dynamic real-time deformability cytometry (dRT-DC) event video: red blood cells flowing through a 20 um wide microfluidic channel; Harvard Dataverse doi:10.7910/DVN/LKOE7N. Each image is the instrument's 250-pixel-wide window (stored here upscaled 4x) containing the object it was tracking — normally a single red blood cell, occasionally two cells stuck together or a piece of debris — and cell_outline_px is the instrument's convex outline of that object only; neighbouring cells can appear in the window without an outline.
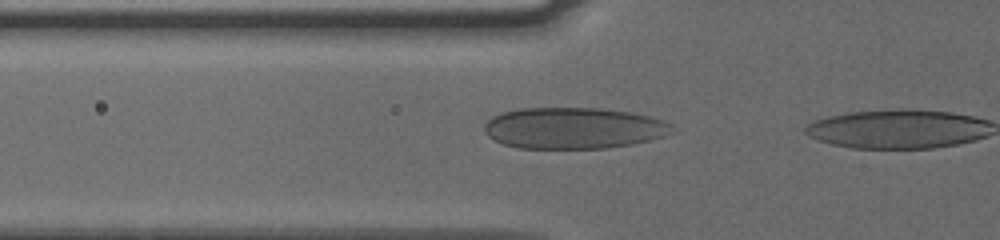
{"species": "human", "species_latin": "Homo sapiens", "temperature_condition": "cold", "stored_images_in_passage": 8, "camera_frame_rate_fps": 3000, "um_per_image_px": 0.085, "donor": {"sex": "male"}, "frame": {"image": 1, "passage_image": 7, "time_ms": 2.0, "image_size_px": [1000, 240], "cell_outline_px": [[676, 132], [664, 136], [632, 144], [608, 148], [520, 148], [504, 144], [488, 136], [484, 132], [484, 124], [492, 116], [500, 112], [520, 108], [600, 108], [628, 112], [648, 116], [664, 120], [672, 124]], "centroid_in_image_um": [48.76, 10.88], "position_along_channel_um": 77.0, "area_um2": 45.37}}